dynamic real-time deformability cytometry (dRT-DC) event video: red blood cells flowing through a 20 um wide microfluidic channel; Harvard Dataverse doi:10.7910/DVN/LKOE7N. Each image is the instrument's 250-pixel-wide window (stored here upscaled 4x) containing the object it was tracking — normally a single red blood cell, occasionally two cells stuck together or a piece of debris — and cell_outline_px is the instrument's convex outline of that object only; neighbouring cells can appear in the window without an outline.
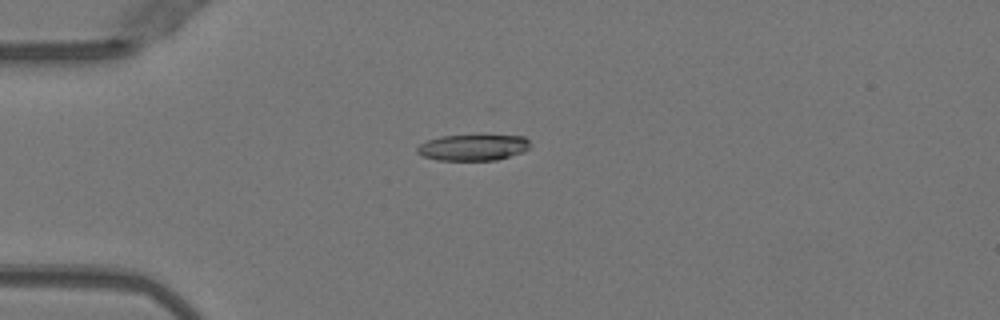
{"species": "Egyptian fruit bat (a non-hibernating species)", "species_latin": "Rousettus aegyptiacus", "temperature_condition": "warm", "stored_images_in_passage": 51, "camera_frame_rate_fps": 3000, "um_per_image_px": 0.085, "animal": {"sex": "female"}, "frame": {"image": 1, "passage_image": 14, "time_ms": 4.333, "image_size_px": [1000, 320], "cell_outline_px": [[528, 148], [524, 152], [496, 160], [436, 160], [424, 156], [416, 152], [416, 148], [420, 144], [428, 140], [440, 136], [484, 132], [524, 136], [528, 140]], "centroid_in_image_um": [40.24, 12.47], "position_along_channel_um": 44.8, "area_um2": 18.15}}
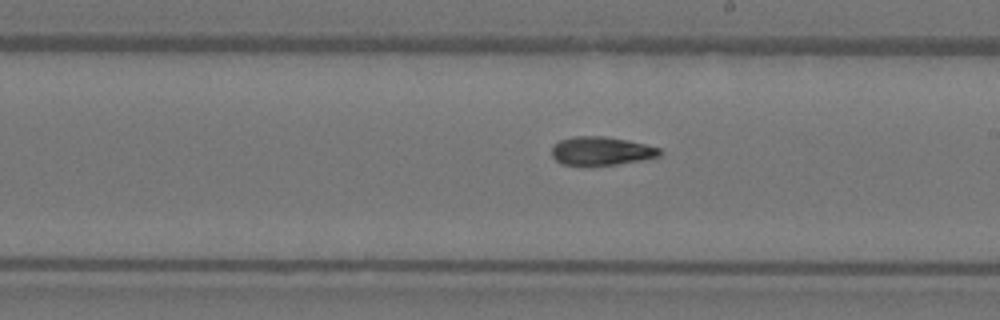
{"frame": {"image": 2, "passage_image": 30, "time_ms": 9.667, "image_size_px": [1000, 320], "cell_outline_px": [[660, 156], [644, 160], [616, 164], [580, 168], [560, 164], [552, 156], [552, 148], [560, 140], [572, 136], [604, 136], [644, 144], [660, 148]], "centroid_in_image_um": [51.04, 12.88], "position_along_channel_um": 238.0, "area_um2": 18.38}}
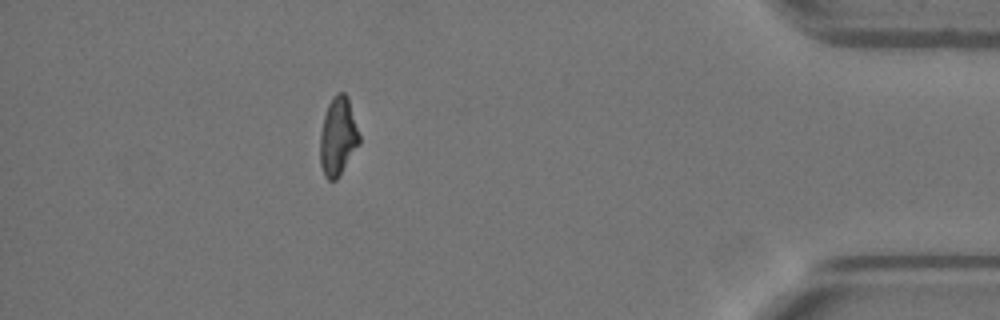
{"frame": {"image": 3, "passage_image": 46, "time_ms": 15.0, "image_size_px": [1000, 320], "cell_outline_px": [[360, 144], [336, 180], [328, 180], [324, 176], [320, 164], [320, 132], [324, 116], [328, 104], [332, 96], [336, 92], [344, 92], [348, 96], [360, 136]], "centroid_in_image_um": [28.72, 11.58], "position_along_channel_um": 406.5, "area_um2": 18.09}, "authors_computed_cell_mechanics": {"area_um2": 17.9758, "velocity_mm_per_s": 4.048, "shape_relaxation_time_tau1_ms": null, "shape_relaxation_time_tau2_ms": 4.2015, "deformation_change_tau1": null, "deformation_change_tau2": 0.1122}}